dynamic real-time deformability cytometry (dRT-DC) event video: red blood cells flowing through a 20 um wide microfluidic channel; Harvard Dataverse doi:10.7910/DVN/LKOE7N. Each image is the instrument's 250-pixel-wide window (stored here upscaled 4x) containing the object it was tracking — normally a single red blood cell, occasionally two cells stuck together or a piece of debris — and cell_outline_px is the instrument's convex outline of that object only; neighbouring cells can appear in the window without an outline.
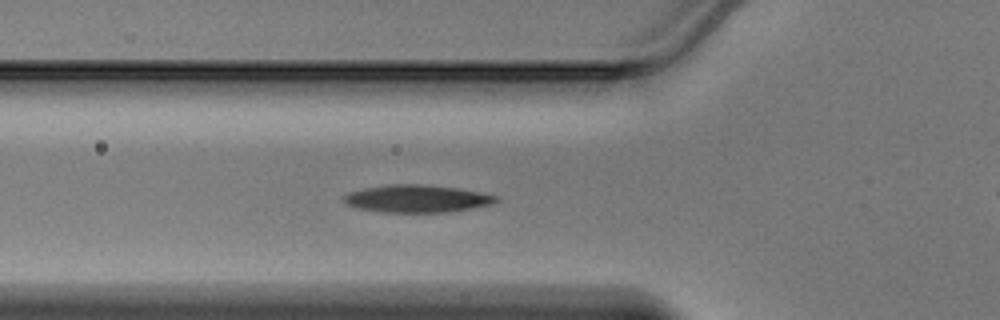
{"species": "Egyptian fruit bat (a non-hibernating species)", "species_latin": "Rousettus aegyptiacus", "temperature_condition": "warm", "stored_images_in_passage": 33, "camera_frame_rate_fps": 3000, "um_per_image_px": 0.085, "animal": {"sex": "male"}, "frame": {"image": 1, "passage_image": 2, "time_ms": 0.333, "image_size_px": [1000, 320], "cell_outline_px": [[500, 200], [492, 204], [472, 208], [448, 212], [380, 212], [360, 208], [348, 204], [344, 200], [344, 196], [348, 192], [364, 188], [388, 184], [420, 184], [456, 188], [480, 192], [496, 196]], "centroid_in_image_um": [35.45, 16.88], "position_along_channel_um": 90.3, "area_um2": 24.22}}
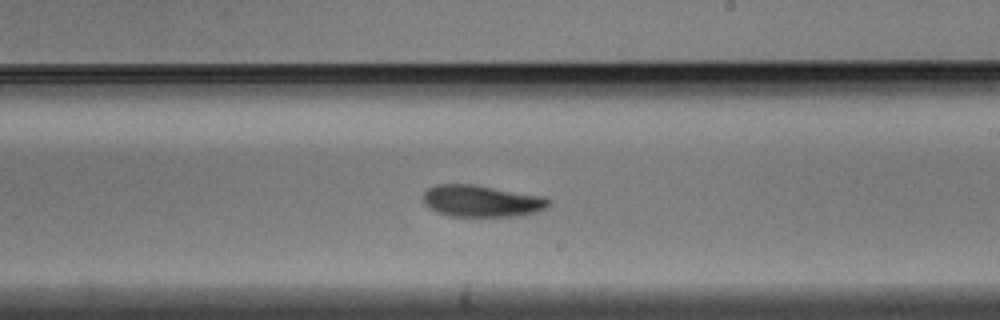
{"frame": {"image": 2, "passage_image": 13, "time_ms": 4.0, "image_size_px": [1000, 320], "cell_outline_px": [[552, 200], [548, 208], [536, 212], [520, 216], [448, 216], [436, 212], [424, 204], [424, 192], [428, 188], [436, 184], [472, 184], [544, 196]], "centroid_in_image_um": [40.97, 17.09], "position_along_channel_um": 248.0, "area_um2": 23.41}}
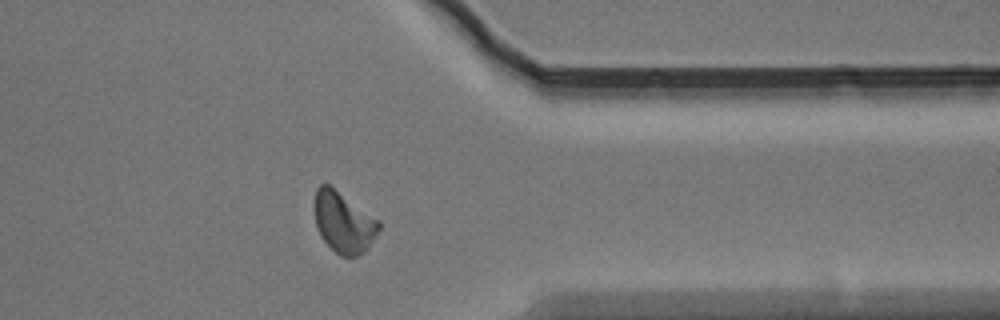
{"frame": {"image": 3, "passage_image": 23, "time_ms": 7.333, "image_size_px": [1000, 320], "cell_outline_px": [[380, 228], [376, 236], [368, 248], [364, 252], [356, 256], [340, 256], [320, 236], [316, 228], [312, 204], [316, 188], [320, 184], [328, 184], [380, 220]], "centroid_in_image_um": [29.17, 18.88], "position_along_channel_um": 382.2, "area_um2": 23.12}}